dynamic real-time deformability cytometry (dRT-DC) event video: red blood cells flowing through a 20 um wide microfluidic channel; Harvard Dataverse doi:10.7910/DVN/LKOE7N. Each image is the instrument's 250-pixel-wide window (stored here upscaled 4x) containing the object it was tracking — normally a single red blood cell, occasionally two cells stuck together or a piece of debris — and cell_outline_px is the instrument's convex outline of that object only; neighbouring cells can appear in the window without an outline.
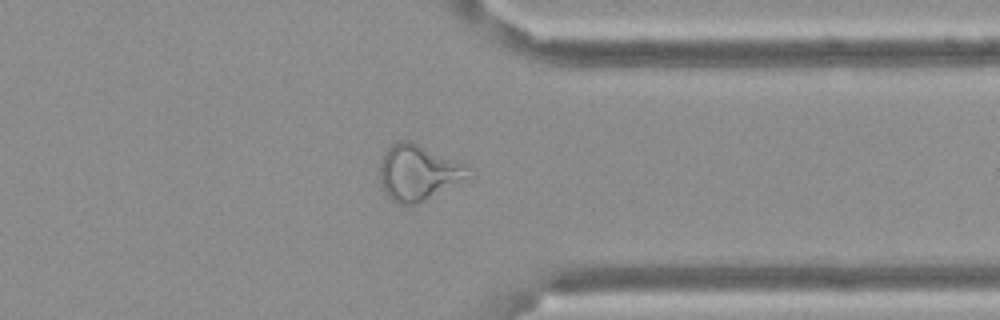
{"species": "Egyptian fruit bat (a non-hibernating species)", "species_latin": "Rousettus aegyptiacus", "temperature_condition": "cold", "stored_images_in_passage": 57, "camera_frame_rate_fps": 3000, "um_per_image_px": 0.085, "frame": {"image": 1, "passage_image": 46, "time_ms": 15.0, "image_size_px": [1000, 320], "cell_outline_px": [[468, 164], [456, 180], [416, 204], [400, 204], [392, 200], [384, 192], [380, 180], [380, 164], [388, 148], [392, 144], [400, 140], [412, 140]], "centroid_in_image_um": [35.4, 14.59], "position_along_channel_um": 376.0, "area_um2": 27.28}}
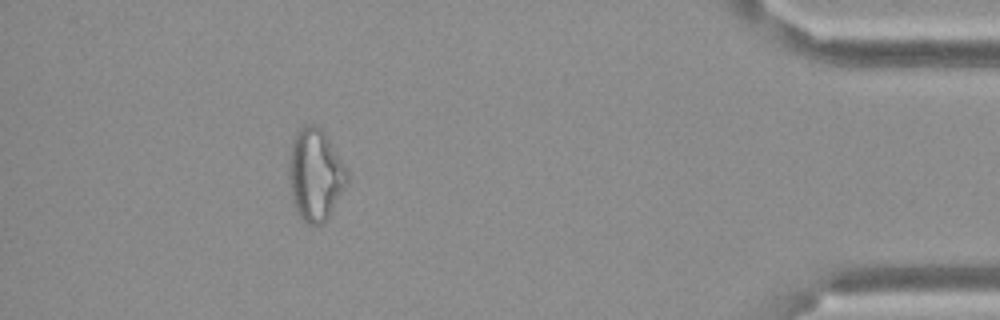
{"frame": {"image": 2, "passage_image": 53, "time_ms": 17.333, "image_size_px": [1000, 320], "cell_outline_px": [[348, 184], [328, 216], [320, 224], [308, 224], [296, 212], [292, 200], [288, 176], [288, 160], [292, 140], [296, 132], [304, 124], [316, 124], [324, 132], [348, 172]], "centroid_in_image_um": [26.77, 14.83], "position_along_channel_um": 408.4, "area_um2": 31.15}, "authors_computed_cell_mechanics": {"area_um2": 29.2468, "velocity_mm_per_s": 3.4239, "shape_relaxation_time_tau1_ms": null, "shape_relaxation_time_tau2_ms": 2.5564, "deformation_change_tau1": null, "deformation_change_tau2": 0.1176}}